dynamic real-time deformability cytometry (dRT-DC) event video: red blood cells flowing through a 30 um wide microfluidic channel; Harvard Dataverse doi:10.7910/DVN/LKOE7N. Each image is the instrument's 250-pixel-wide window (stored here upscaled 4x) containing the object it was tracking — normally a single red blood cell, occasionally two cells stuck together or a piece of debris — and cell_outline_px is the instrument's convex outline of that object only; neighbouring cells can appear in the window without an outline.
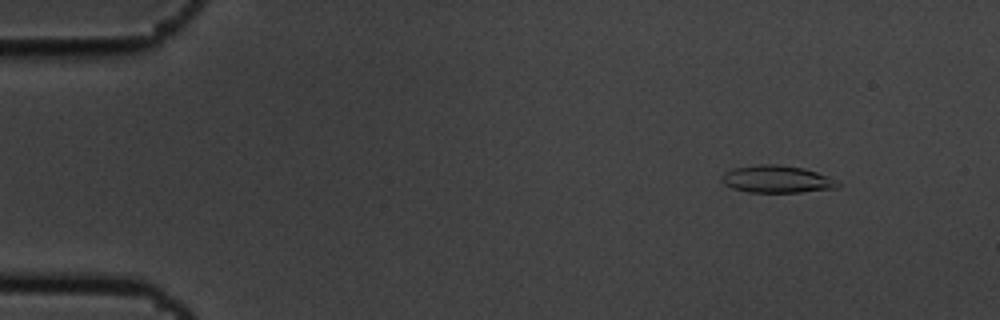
{"species": "common noctule bat (a hibernating species)", "species_latin": "Nyctalus noctula", "temperature_condition": "cold", "stored_images_in_passage": 4, "camera_frame_rate_fps": 3000, "um_per_image_px": 0.085, "animal": {"sex": "male", "body_mass_g": 19.5, "forearm_length_mm": 54.6}, "frame": {"image": 1, "passage_image": 2, "time_ms": 0.333, "image_size_px": [1000, 320], "cell_outline_px": [[840, 188], [800, 192], [748, 192], [732, 188], [724, 184], [720, 180], [720, 176], [724, 172], [732, 168], [760, 164], [776, 164], [804, 168], [832, 176], [840, 180]], "centroid_in_image_um": [66.08, 15.23], "position_along_channel_um": 18.9, "area_um2": 18.96}}